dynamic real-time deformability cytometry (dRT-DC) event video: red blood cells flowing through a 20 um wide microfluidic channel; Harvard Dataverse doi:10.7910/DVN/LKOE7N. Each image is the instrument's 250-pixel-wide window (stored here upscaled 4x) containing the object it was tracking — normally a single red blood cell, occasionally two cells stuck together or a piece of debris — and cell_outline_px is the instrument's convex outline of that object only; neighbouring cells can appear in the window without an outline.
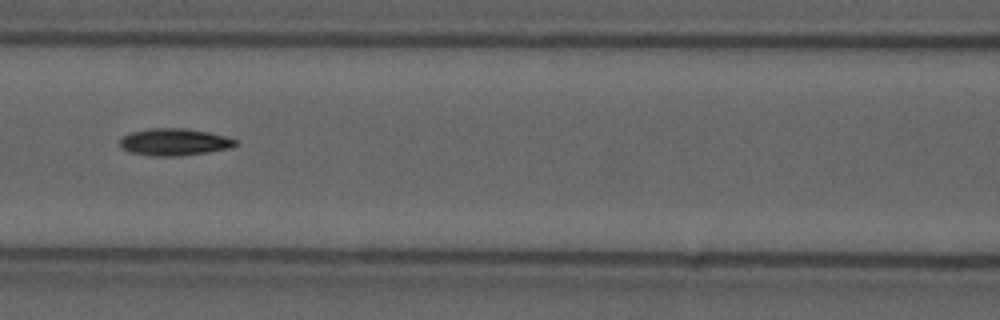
{"species": "common noctule bat (a hibernating species)", "species_latin": "Nyctalus noctula", "temperature_condition": "cold", "stored_images_in_passage": 8, "camera_frame_rate_fps": 3000, "um_per_image_px": 0.085, "animal": {"sex": "male", "forearm_length_mm": 52.5}, "frame": {"image": 1, "passage_image": 6, "time_ms": 1.667, "image_size_px": [1000, 320], "cell_outline_px": [[240, 140], [232, 148], [208, 152], [180, 156], [152, 156], [128, 152], [120, 148], [120, 136], [132, 132], [148, 128], [184, 128], [208, 132]], "centroid_in_image_um": [14.8, 12.07], "position_along_channel_um": 151.8, "area_um2": 18.5}}
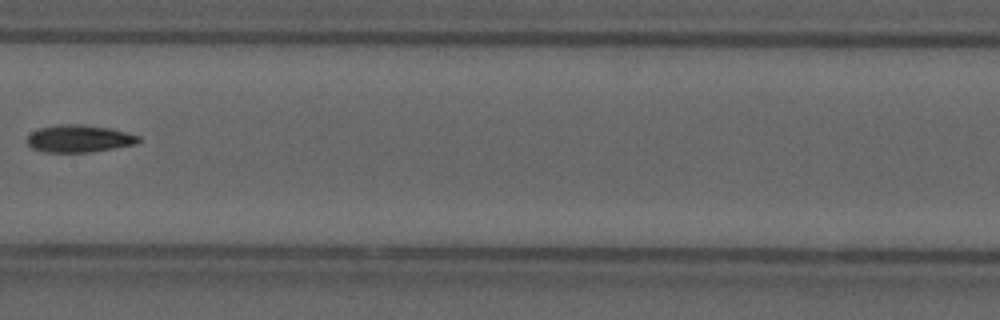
{"frame": {"image": 2, "passage_image": 7, "time_ms": 2.0, "image_size_px": [1000, 320], "cell_outline_px": [[140, 140], [136, 144], [92, 152], [44, 152], [32, 148], [28, 144], [28, 136], [32, 132], [40, 128], [60, 124], [80, 124], [108, 128], [140, 136]], "centroid_in_image_um": [6.72, 11.79], "position_along_channel_um": 200.7, "area_um2": 17.57}}
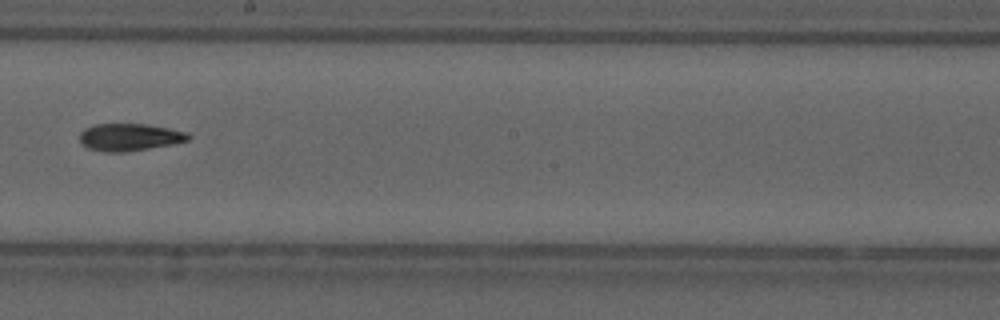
{"frame": {"image": 3, "passage_image": 8, "time_ms": 2.333, "image_size_px": [1000, 320], "cell_outline_px": [[192, 136], [188, 140], [172, 144], [124, 152], [104, 152], [88, 148], [80, 144], [80, 132], [84, 128], [96, 124], [148, 124], [188, 132]], "centroid_in_image_um": [10.99, 11.65], "position_along_channel_um": 237.2, "area_um2": 17.34}}